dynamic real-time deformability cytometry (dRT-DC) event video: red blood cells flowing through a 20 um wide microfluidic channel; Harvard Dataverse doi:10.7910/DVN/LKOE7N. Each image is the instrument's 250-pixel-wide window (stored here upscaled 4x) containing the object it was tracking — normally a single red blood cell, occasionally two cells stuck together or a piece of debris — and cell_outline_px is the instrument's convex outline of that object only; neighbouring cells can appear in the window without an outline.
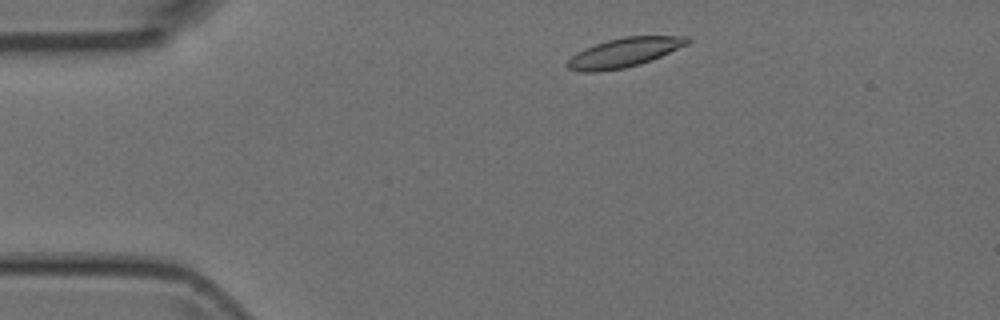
{"species": "Egyptian fruit bat (a non-hibernating species)", "species_latin": "Rousettus aegyptiacus", "temperature_condition": "room temperature", "stored_images_in_passage": 4, "camera_frame_rate_fps": 3000, "um_per_image_px": 0.085, "animal": {"sex": "female"}, "frame": {"image": 1, "passage_image": 1, "time_ms": 0.0, "image_size_px": [1000, 320], "cell_outline_px": [[692, 40], [688, 44], [652, 60], [640, 64], [624, 68], [596, 72], [580, 72], [568, 68], [564, 64], [576, 52], [584, 48], [608, 40], [624, 36], [688, 36]], "centroid_in_image_um": [53.05, 4.47], "position_along_channel_um": 32.0, "area_um2": 20.52}}
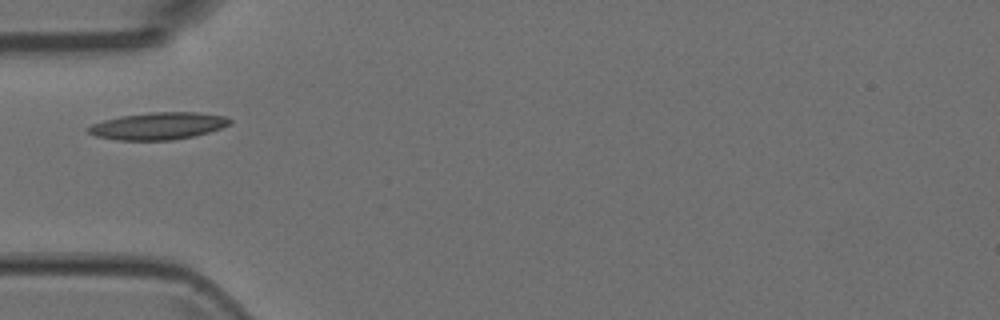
{"frame": {"image": 2, "passage_image": 3, "time_ms": 0.667, "image_size_px": [1000, 320], "cell_outline_px": [[232, 124], [208, 132], [192, 136], [172, 140], [116, 140], [96, 136], [88, 132], [84, 128], [92, 124], [104, 120], [120, 116], [148, 112], [196, 112], [224, 116], [232, 120]], "centroid_in_image_um": [13.42, 10.7], "position_along_channel_um": 71.6, "area_um2": 22.43}}